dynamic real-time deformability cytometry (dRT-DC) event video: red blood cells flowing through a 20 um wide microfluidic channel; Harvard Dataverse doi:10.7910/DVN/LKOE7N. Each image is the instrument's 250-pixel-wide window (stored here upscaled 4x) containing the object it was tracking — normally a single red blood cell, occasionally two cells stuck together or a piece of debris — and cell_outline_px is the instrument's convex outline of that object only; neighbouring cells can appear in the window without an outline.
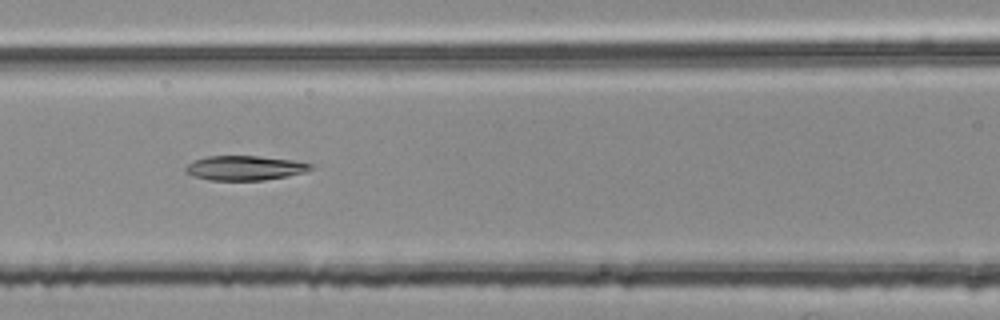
{"species": "common noctule bat (a hibernating species)", "species_latin": "Nyctalus noctula", "temperature_condition": "room temperature", "stored_images_in_passage": 38, "camera_frame_rate_fps": 3000, "um_per_image_px": 0.085, "animal": {"sex": "female", "body_mass_g": 25.1}, "frame": {"image": 1, "passage_image": 14, "time_ms": 4.333, "image_size_px": [1000, 320], "cell_outline_px": [[312, 168], [304, 172], [288, 176], [264, 180], [208, 180], [196, 176], [188, 172], [184, 168], [188, 164], [196, 160], [208, 156], [256, 156], [292, 160], [312, 164]], "centroid_in_image_um": [20.83, 14.28], "position_along_channel_um": 145.8, "area_um2": 17.57}}
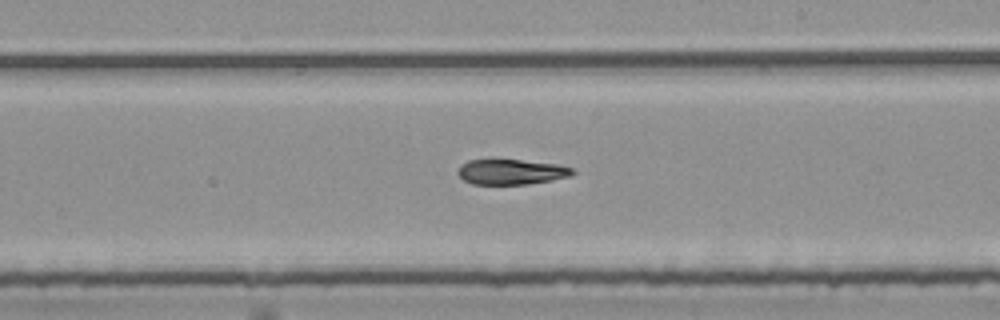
{"frame": {"image": 2, "passage_image": 22, "time_ms": 7.0, "image_size_px": [1000, 320], "cell_outline_px": [[576, 172], [572, 176], [552, 180], [528, 184], [472, 184], [464, 180], [456, 172], [460, 164], [468, 160], [520, 160], [556, 164], [572, 168]], "centroid_in_image_um": [43.45, 14.61], "position_along_channel_um": 245.5, "area_um2": 16.88}}
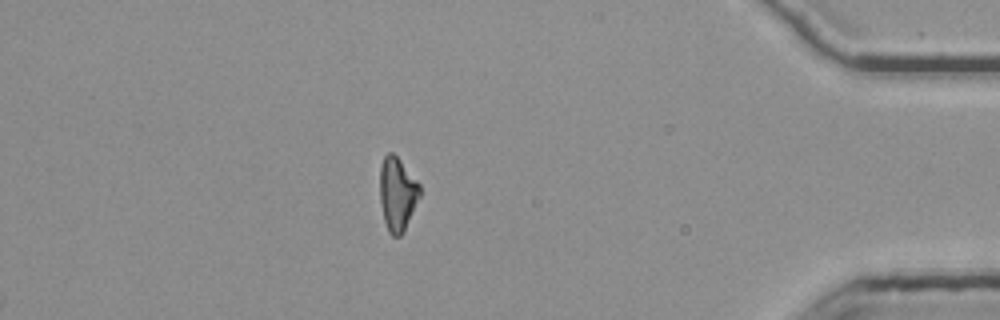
{"frame": {"image": 3, "passage_image": 38, "time_ms": 12.333, "image_size_px": [1000, 320], "cell_outline_px": [[420, 196], [404, 232], [400, 236], [392, 236], [388, 232], [384, 220], [380, 200], [380, 164], [384, 156], [388, 152], [392, 152], [400, 160], [420, 184]], "centroid_in_image_um": [33.77, 16.49], "position_along_channel_um": 401.4, "area_um2": 17.17}}